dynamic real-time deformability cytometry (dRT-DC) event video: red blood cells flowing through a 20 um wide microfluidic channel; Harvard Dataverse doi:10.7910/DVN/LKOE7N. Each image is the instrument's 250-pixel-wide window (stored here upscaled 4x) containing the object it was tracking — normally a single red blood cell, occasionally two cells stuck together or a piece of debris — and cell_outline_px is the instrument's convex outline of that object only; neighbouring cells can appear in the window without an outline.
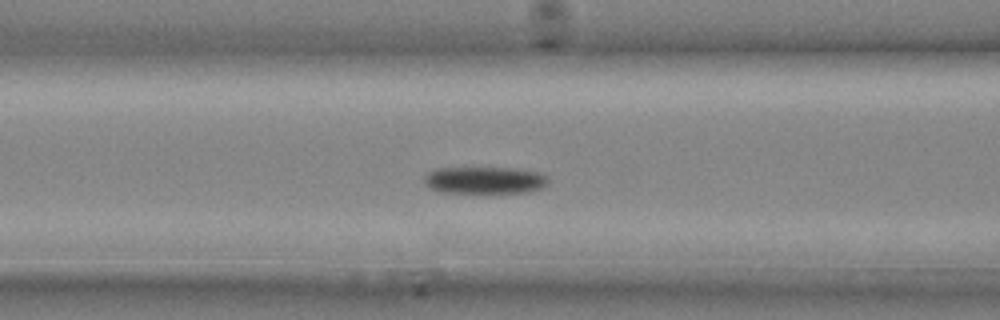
{"species": "common noctule bat (a hibernating species)", "species_latin": "Nyctalus noctula", "temperature_condition": "cold", "stored_images_in_passage": 15, "camera_frame_rate_fps": 3000, "um_per_image_px": 0.085, "animal": {"sex": "male", "body_mass_g": 20.4}, "frame": {"image": 1, "passage_image": 11, "time_ms": 3.333, "image_size_px": [1000, 320], "cell_outline_px": [[548, 184], [544, 188], [528, 192], [440, 192], [432, 188], [424, 180], [424, 176], [428, 172], [436, 168], [512, 168], [540, 172], [548, 176]], "centroid_in_image_um": [41.26, 15.31], "position_along_channel_um": 125.3, "area_um2": 19.48}}
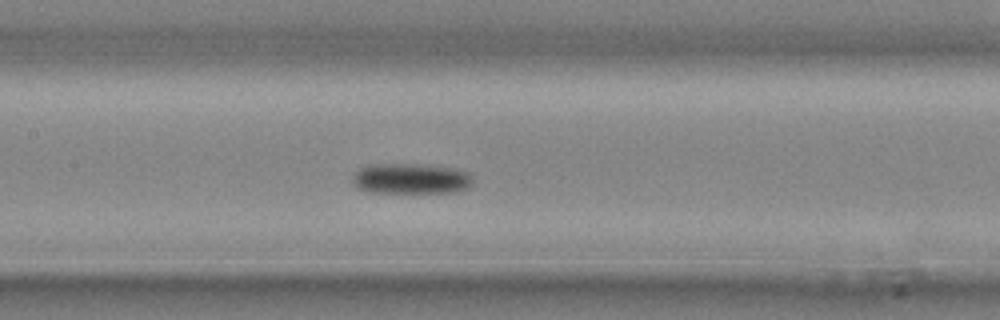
{"frame": {"image": 2, "passage_image": 13, "time_ms": 4.0, "image_size_px": [1000, 320], "cell_outline_px": [[472, 184], [468, 188], [456, 192], [372, 192], [360, 188], [352, 184], [352, 176], [360, 168], [368, 164], [428, 164], [456, 168], [472, 172]], "centroid_in_image_um": [34.98, 15.16], "position_along_channel_um": 172.4, "area_um2": 21.73}}
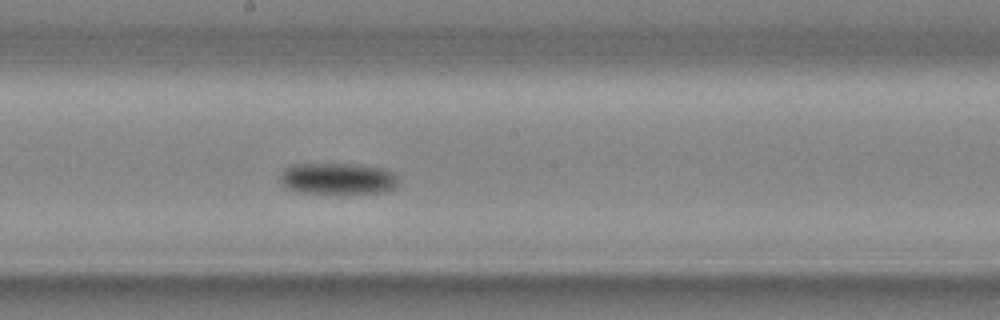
{"frame": {"image": 3, "passage_image": 15, "time_ms": 4.667, "image_size_px": [1000, 320], "cell_outline_px": [[396, 188], [384, 192], [292, 192], [284, 188], [280, 184], [280, 176], [284, 168], [288, 164], [360, 164], [384, 168], [392, 172], [396, 176]], "centroid_in_image_um": [28.63, 15.16], "position_along_channel_um": 219.6, "area_um2": 21.73}}